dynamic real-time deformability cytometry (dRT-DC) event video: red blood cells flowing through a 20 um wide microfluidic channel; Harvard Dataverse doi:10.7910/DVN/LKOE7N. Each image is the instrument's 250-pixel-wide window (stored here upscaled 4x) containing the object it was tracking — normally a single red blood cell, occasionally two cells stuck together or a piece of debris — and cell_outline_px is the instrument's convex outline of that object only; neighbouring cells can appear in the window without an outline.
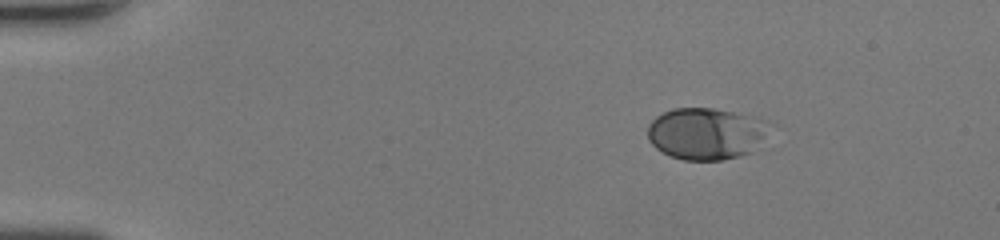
{"species": "human", "species_latin": "Homo sapiens", "temperature_condition": "room temperature", "stored_images_in_passage": 41, "camera_frame_rate_fps": 3000, "um_per_image_px": 0.085, "donor": {"sex": "female"}, "frame": {"image": 1, "passage_image": 1, "time_ms": 0.0, "image_size_px": [1000, 240], "cell_outline_px": [[768, 124], [752, 152], [740, 156], [724, 160], [684, 160], [672, 156], [656, 148], [648, 140], [648, 124], [656, 116], [672, 108], [712, 108], [732, 112], [748, 116], [760, 120]], "centroid_in_image_um": [59.91, 11.36], "position_along_channel_um": 25.1, "area_um2": 35.95}}
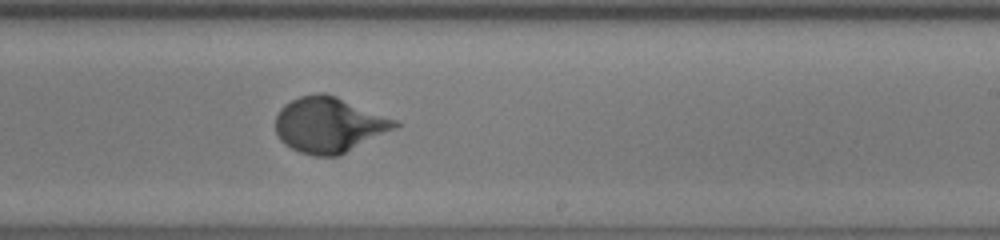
{"frame": {"image": 2, "passage_image": 24, "time_ms": 7.667, "image_size_px": [1000, 240], "cell_outline_px": [[404, 124], [340, 156], [312, 156], [300, 152], [284, 144], [280, 140], [276, 132], [276, 116], [280, 108], [284, 104], [300, 96], [316, 92], [324, 92], [336, 96], [400, 120]], "centroid_in_image_um": [28.01, 10.61], "position_along_channel_um": 261.0, "area_um2": 39.13}}
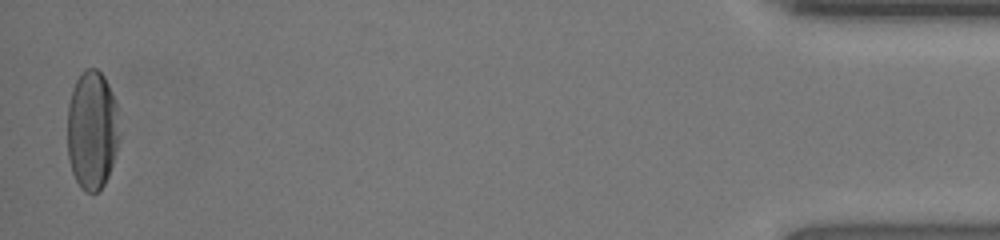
{"frame": {"image": 3, "passage_image": 41, "time_ms": 13.333, "image_size_px": [1000, 240], "cell_outline_px": [[120, 136], [112, 164], [108, 176], [104, 184], [96, 192], [84, 192], [80, 188], [72, 172], [68, 160], [68, 104], [72, 88], [80, 72], [84, 68], [96, 68], [104, 76], [108, 84], [116, 104]], "centroid_in_image_um": [7.81, 11.04], "position_along_channel_um": 427.4, "area_um2": 36.3}, "authors_computed_cell_mechanics": {"area_um2": 35.7204, "velocity_mm_per_s": 4.3731, "shape_relaxation_time_tau1_ms": 3.3502, "shape_relaxation_time_tau2_ms": null, "deformation_change_tau1": 0.2001, "deformation_change_tau2": null}}